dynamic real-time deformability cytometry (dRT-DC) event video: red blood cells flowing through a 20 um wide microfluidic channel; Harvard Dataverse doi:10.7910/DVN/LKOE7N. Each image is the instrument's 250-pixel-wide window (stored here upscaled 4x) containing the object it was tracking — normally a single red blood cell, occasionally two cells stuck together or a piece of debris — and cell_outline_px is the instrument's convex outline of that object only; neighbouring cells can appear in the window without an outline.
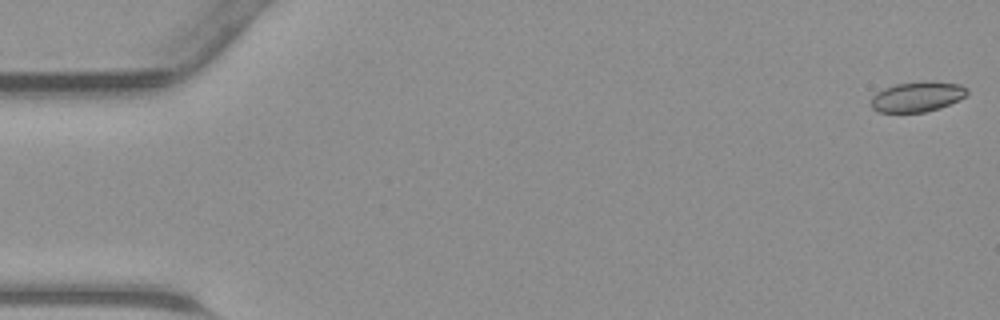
{"species": "common noctule bat (a hibernating species)", "species_latin": "Nyctalus noctula", "temperature_condition": "warm", "stored_images_in_passage": 45, "camera_frame_rate_fps": 3000, "um_per_image_px": 0.085, "animal": {"sex": "male", "body_mass_g": 23.1, "forearm_length_mm": 52.7}, "frame": {"image": 1, "passage_image": 1, "time_ms": 0.0, "image_size_px": [1000, 320], "cell_outline_px": [[968, 92], [960, 100], [940, 108], [924, 112], [876, 112], [872, 108], [872, 96], [876, 92], [884, 88], [896, 84], [924, 80], [932, 80], [960, 84], [968, 88]], "centroid_in_image_um": [77.99, 8.2], "position_along_channel_um": 7.0, "area_um2": 17.17}}
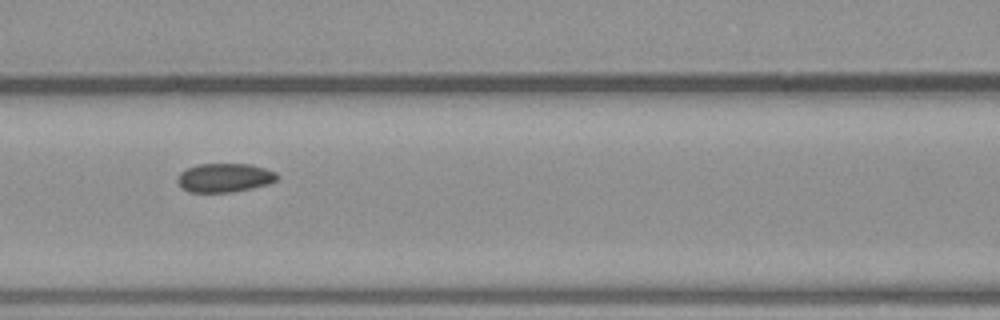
{"frame": {"image": 2, "passage_image": 20, "time_ms": 6.333, "image_size_px": [1000, 320], "cell_outline_px": [[280, 176], [276, 180], [268, 184], [252, 188], [232, 192], [188, 192], [176, 180], [180, 172], [188, 168], [200, 164], [252, 164], [276, 172]], "centroid_in_image_um": [19.12, 15.1], "position_along_channel_um": 147.5, "area_um2": 16.7}}
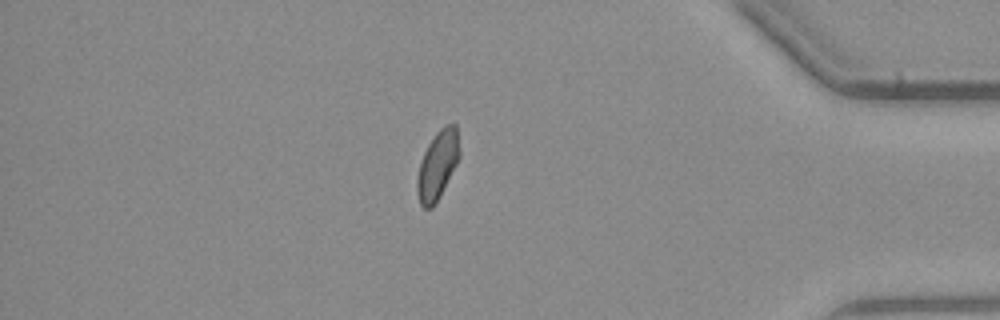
{"frame": {"image": 3, "passage_image": 39, "time_ms": 12.667, "image_size_px": [1000, 320], "cell_outline_px": [[460, 156], [440, 196], [432, 208], [424, 208], [420, 204], [416, 192], [416, 180], [420, 164], [424, 152], [428, 144], [436, 132], [444, 124], [456, 124], [460, 148]], "centroid_in_image_um": [37.19, 14.02], "position_along_channel_um": 398.0, "area_um2": 16.94}}